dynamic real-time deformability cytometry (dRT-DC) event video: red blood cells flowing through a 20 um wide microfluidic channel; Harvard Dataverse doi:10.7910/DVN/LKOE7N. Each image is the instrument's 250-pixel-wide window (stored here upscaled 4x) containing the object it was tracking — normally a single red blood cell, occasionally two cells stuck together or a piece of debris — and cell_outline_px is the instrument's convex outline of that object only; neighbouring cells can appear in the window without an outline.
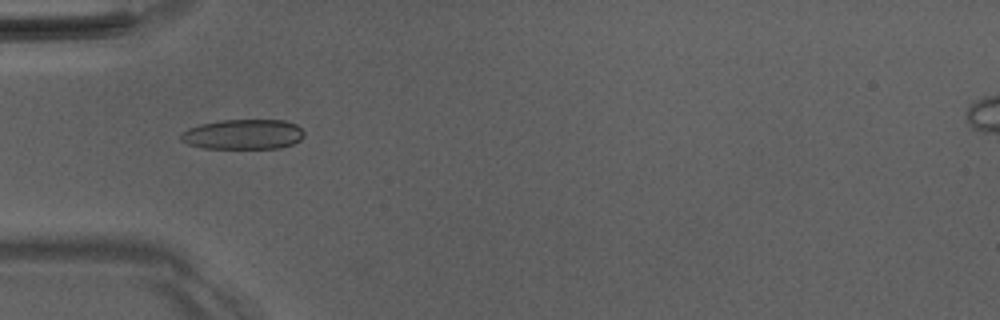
{"species": "Egyptian fruit bat (a non-hibernating species)", "species_latin": "Rousettus aegyptiacus", "temperature_condition": "room temperature", "stored_images_in_passage": 43, "camera_frame_rate_fps": 3000, "um_per_image_px": 0.085, "animal": {"sex": "male"}, "frame": {"image": 1, "passage_image": 9, "time_ms": 2.667, "image_size_px": [1000, 320], "cell_outline_px": [[304, 136], [300, 140], [292, 144], [280, 148], [204, 148], [188, 144], [180, 140], [180, 136], [188, 128], [200, 124], [220, 120], [284, 120], [296, 124], [304, 132]], "centroid_in_image_um": [20.68, 11.41], "position_along_channel_um": 64.3, "area_um2": 21.56}}
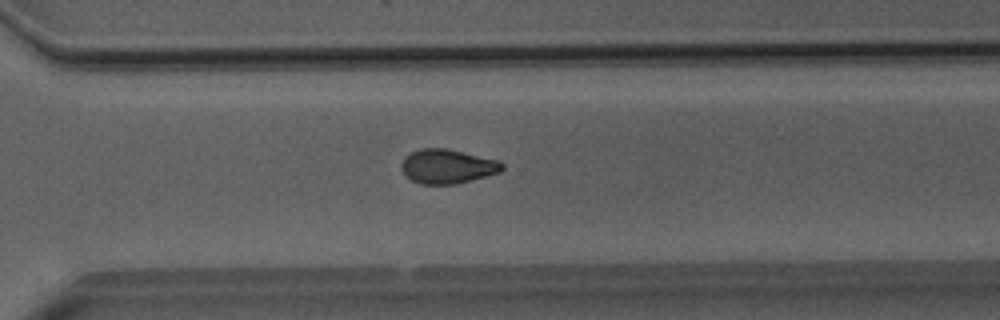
{"frame": {"image": 2, "passage_image": 29, "time_ms": 9.333, "image_size_px": [1000, 320], "cell_outline_px": [[504, 168], [500, 172], [456, 184], [420, 184], [412, 180], [400, 168], [400, 164], [404, 156], [420, 148], [444, 148], [500, 160], [504, 164]], "centroid_in_image_um": [38.03, 14.13], "position_along_channel_um": 332.6, "area_um2": 20.11}}
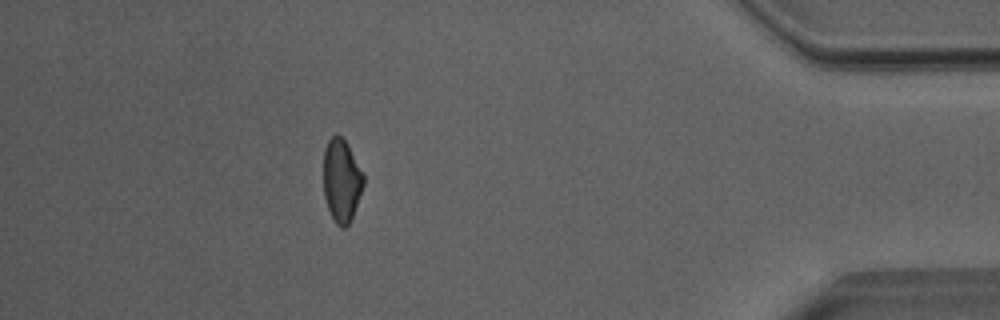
{"frame": {"image": 3, "passage_image": 38, "time_ms": 12.333, "image_size_px": [1000, 320], "cell_outline_px": [[364, 184], [352, 216], [348, 224], [344, 228], [340, 228], [336, 224], [328, 208], [324, 196], [324, 148], [328, 140], [336, 132], [348, 144], [364, 176]], "centroid_in_image_um": [29.02, 15.32], "position_along_channel_um": 406.2, "area_um2": 19.19}, "authors_computed_cell_mechanics": {"area_um2": 20.4034, "velocity_mm_per_s": 4.0504, "shape_relaxation_time_tau1_ms": null, "shape_relaxation_time_tau2_ms": 2.9702, "deformation_change_tau1": null, "deformation_change_tau2": 0.0884}}